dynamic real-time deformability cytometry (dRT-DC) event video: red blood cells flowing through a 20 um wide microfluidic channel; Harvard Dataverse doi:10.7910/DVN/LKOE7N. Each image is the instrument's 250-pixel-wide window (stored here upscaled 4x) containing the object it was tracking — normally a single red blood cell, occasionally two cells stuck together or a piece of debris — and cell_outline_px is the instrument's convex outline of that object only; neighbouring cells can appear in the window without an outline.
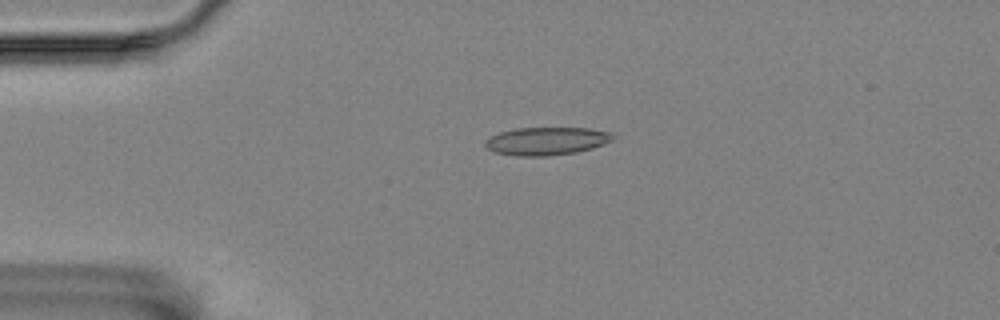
{"species": "Egyptian fruit bat (a non-hibernating species)", "species_latin": "Rousettus aegyptiacus", "temperature_condition": "room temperature", "stored_images_in_passage": 36, "camera_frame_rate_fps": 3000, "um_per_image_px": 0.085, "animal": {"sex": "female"}, "frame": {"image": 1, "passage_image": 1, "time_ms": 0.0, "image_size_px": [1000, 320], "cell_outline_px": [[616, 136], [612, 140], [604, 144], [592, 148], [576, 152], [548, 156], [516, 156], [496, 152], [488, 148], [484, 144], [484, 140], [488, 136], [500, 132], [516, 128], [588, 128], [612, 132]], "centroid_in_image_um": [46.46, 11.98], "position_along_channel_um": 38.5, "area_um2": 20.92}}
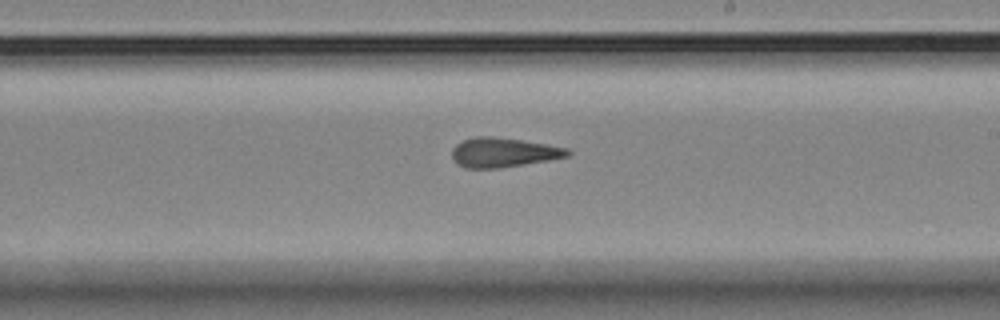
{"frame": {"image": 2, "passage_image": 21, "time_ms": 6.667, "image_size_px": [1000, 320], "cell_outline_px": [[572, 152], [568, 156], [548, 160], [500, 168], [464, 168], [456, 164], [452, 156], [452, 148], [456, 144], [464, 140], [476, 136], [492, 136], [520, 140], [568, 148]], "centroid_in_image_um": [42.75, 12.96], "position_along_channel_um": 246.3, "area_um2": 19.77}}
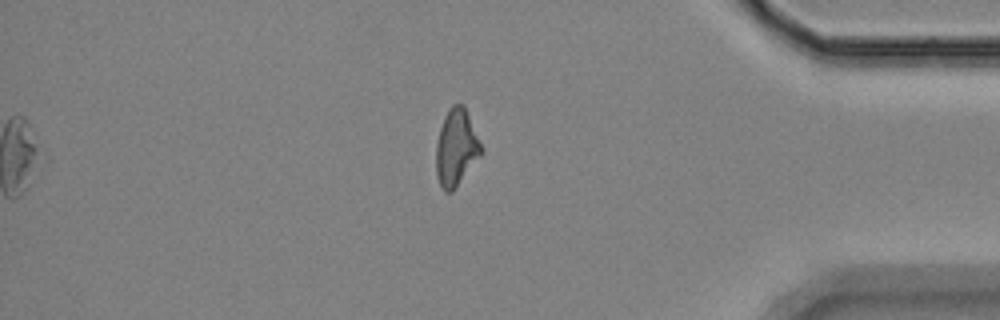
{"frame": {"image": 3, "passage_image": 36, "time_ms": 11.667, "image_size_px": [1000, 320], "cell_outline_px": [[480, 156], [452, 192], [444, 192], [436, 176], [436, 144], [440, 128], [444, 116], [452, 104], [464, 104], [480, 144]], "centroid_in_image_um": [38.74, 12.55], "position_along_channel_um": 396.5, "area_um2": 19.77}, "authors_computed_cell_mechanics": {"area_um2": 19.9988, "velocity_mm_per_s": 3.5649, "shape_relaxation_time_tau1_ms": 11.2025, "shape_relaxation_time_tau2_ms": 1.9527, "deformation_change_tau1": 0.2523, "deformation_change_tau2": 0.1117}}